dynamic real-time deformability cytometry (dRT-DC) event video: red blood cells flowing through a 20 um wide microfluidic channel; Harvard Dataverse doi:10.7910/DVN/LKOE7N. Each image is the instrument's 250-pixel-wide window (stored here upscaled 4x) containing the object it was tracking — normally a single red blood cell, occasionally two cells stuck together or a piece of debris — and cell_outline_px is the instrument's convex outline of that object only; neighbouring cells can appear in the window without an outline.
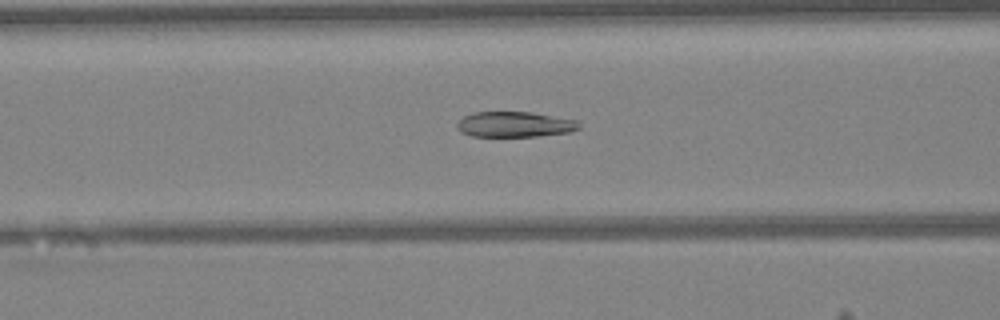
{"species": "Egyptian fruit bat (a non-hibernating species)", "species_latin": "Rousettus aegyptiacus", "temperature_condition": "warm", "stored_images_in_passage": 27, "camera_frame_rate_fps": 3000, "um_per_image_px": 0.085, "animal": {"sex": "female"}, "frame": {"image": 1, "passage_image": 6, "time_ms": 1.667, "image_size_px": [1000, 320], "cell_outline_px": [[580, 128], [568, 132], [536, 136], [472, 136], [460, 132], [456, 128], [456, 124], [464, 116], [472, 112], [532, 112], [576, 120], [580, 124]], "centroid_in_image_um": [43.71, 10.57], "position_along_channel_um": 122.9, "area_um2": 18.03}}
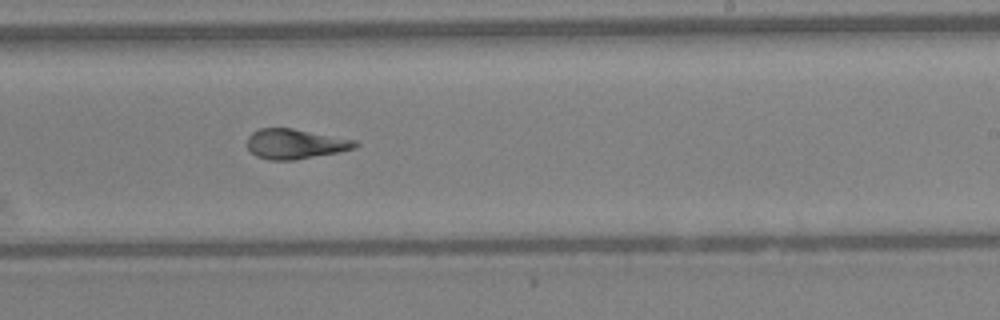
{"frame": {"image": 2, "passage_image": 16, "time_ms": 5.0, "image_size_px": [1000, 320], "cell_outline_px": [[360, 144], [356, 148], [340, 152], [296, 160], [268, 160], [256, 156], [248, 148], [248, 136], [252, 132], [260, 128], [292, 128], [356, 140]], "centroid_in_image_um": [25.12, 12.24], "position_along_channel_um": 263.9, "area_um2": 18.96}}
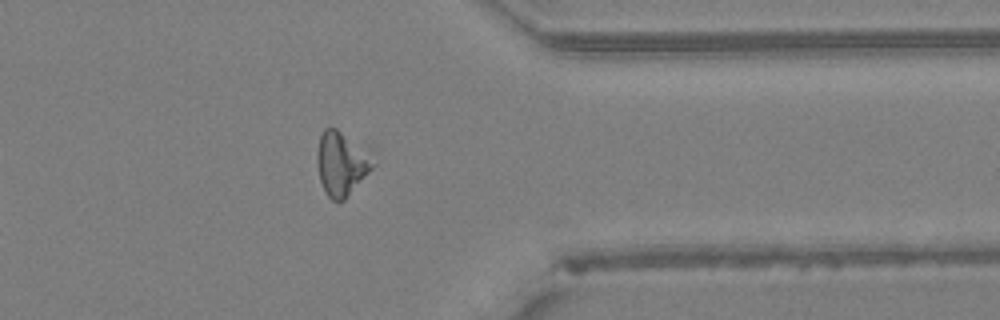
{"frame": {"image": 3, "passage_image": 25, "time_ms": 8.0, "image_size_px": [1000, 320], "cell_outline_px": [[376, 164], [344, 200], [332, 200], [324, 192], [320, 180], [316, 160], [316, 156], [320, 136], [324, 128], [336, 128], [372, 144], [376, 148]], "centroid_in_image_um": [29.15, 13.78], "position_along_channel_um": 382.2, "area_um2": 22.31}, "authors_computed_cell_mechanics": {"area_um2": 19.1896, "velocity_mm_per_s": 4.2602, "shape_relaxation_time_tau1_ms": 6.9592, "shape_relaxation_time_tau2_ms": 1.4195, "deformation_change_tau1": 0.1956, "deformation_change_tau2": 0.08}}